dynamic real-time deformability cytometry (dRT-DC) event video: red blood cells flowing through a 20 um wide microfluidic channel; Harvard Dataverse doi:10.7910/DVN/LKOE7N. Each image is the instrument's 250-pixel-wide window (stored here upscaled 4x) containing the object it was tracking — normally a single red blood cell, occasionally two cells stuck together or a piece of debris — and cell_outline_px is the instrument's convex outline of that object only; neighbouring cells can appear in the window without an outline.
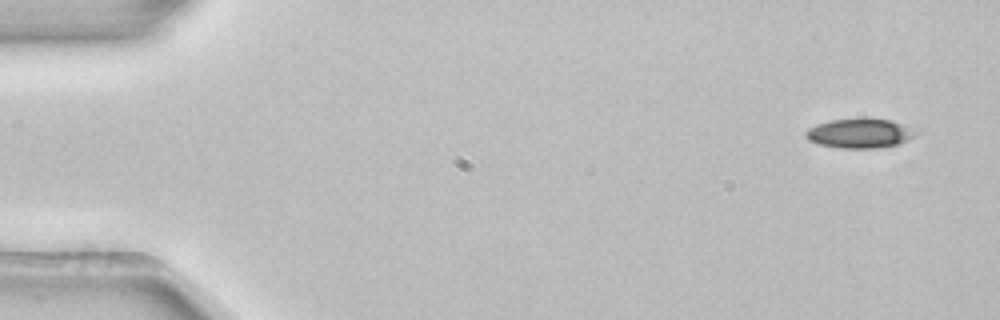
{"species": "common noctule bat (a hibernating species)", "species_latin": "Nyctalus noctula", "temperature_condition": "room temperature", "stored_images_in_passage": 4, "camera_frame_rate_fps": 3000, "um_per_image_px": 0.085, "animal": {"sex": "female", "body_mass_g": 22.7, "forearm_length_mm": 54.2}, "frame": {"image": 1, "passage_image": 1, "time_ms": 0.0, "image_size_px": [1000, 320], "cell_outline_px": [[924, 128], [920, 132], [900, 144], [876, 148], [840, 148], [820, 144], [808, 140], [804, 136], [804, 132], [808, 128], [816, 124], [832, 120], [864, 116], [892, 120]], "centroid_in_image_um": [73.2, 11.29], "position_along_channel_um": 11.8, "area_um2": 19.94}}